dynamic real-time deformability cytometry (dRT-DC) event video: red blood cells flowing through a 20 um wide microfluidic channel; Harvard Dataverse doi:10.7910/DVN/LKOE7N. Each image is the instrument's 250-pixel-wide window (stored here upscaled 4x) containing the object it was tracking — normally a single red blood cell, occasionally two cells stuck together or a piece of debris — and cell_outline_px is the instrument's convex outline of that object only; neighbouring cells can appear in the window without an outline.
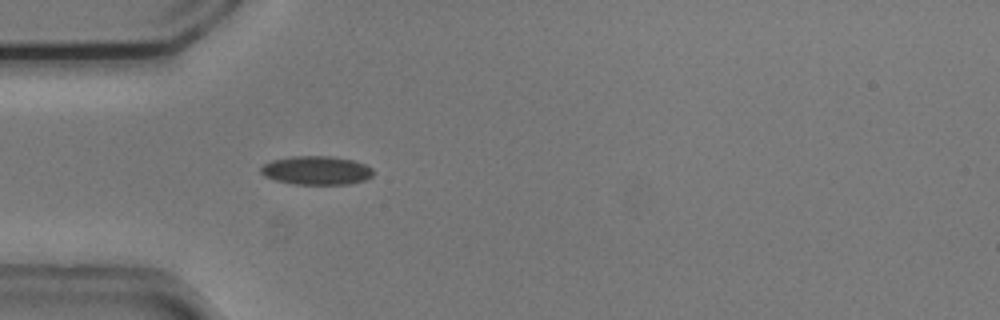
{"species": "common noctule bat (a hibernating species)", "species_latin": "Nyctalus noctula", "temperature_condition": "cold", "stored_images_in_passage": 39, "camera_frame_rate_fps": 3000, "um_per_image_px": 0.085, "animal": {"sex": "male", "body_mass_g": 20.5, "forearm_length_mm": 52.5}, "frame": {"image": 1, "passage_image": 1, "time_ms": 0.0, "image_size_px": [1000, 320], "cell_outline_px": [[372, 176], [364, 180], [348, 184], [296, 184], [276, 180], [264, 176], [260, 172], [260, 168], [264, 164], [272, 160], [292, 156], [332, 156], [352, 160], [364, 164], [372, 168]], "centroid_in_image_um": [26.88, 14.48], "position_along_channel_um": 58.1, "area_um2": 18.67}}
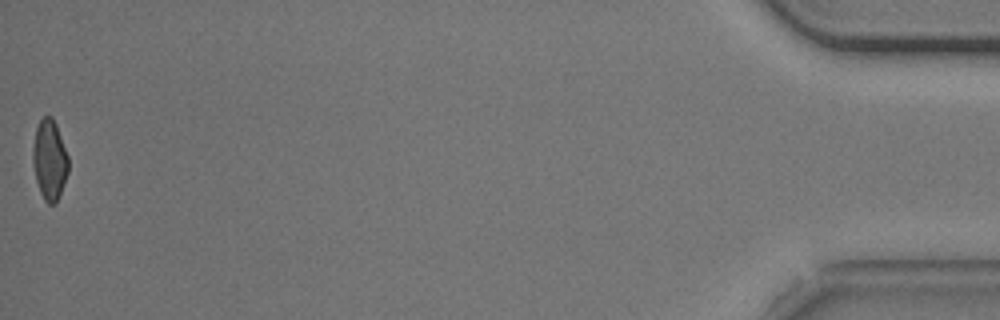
{"frame": {"image": 2, "passage_image": 39, "time_ms": 12.667, "image_size_px": [1000, 320], "cell_outline_px": [[68, 172], [56, 204], [48, 204], [44, 200], [40, 192], [36, 180], [32, 164], [32, 148], [36, 128], [40, 120], [44, 116], [52, 116], [56, 124], [68, 156]], "centroid_in_image_um": [4.2, 13.59], "position_along_channel_um": 431.0, "area_um2": 16.65}, "authors_computed_cell_mechanics": {"area_um2": 17.629, "velocity_mm_per_s": 3.7378, "shape_relaxation_time_tau1_ms": 3.8711, "shape_relaxation_time_tau2_ms": 2.5737, "deformation_change_tau1": 0.0952, "deformation_change_tau2": 0.068}}